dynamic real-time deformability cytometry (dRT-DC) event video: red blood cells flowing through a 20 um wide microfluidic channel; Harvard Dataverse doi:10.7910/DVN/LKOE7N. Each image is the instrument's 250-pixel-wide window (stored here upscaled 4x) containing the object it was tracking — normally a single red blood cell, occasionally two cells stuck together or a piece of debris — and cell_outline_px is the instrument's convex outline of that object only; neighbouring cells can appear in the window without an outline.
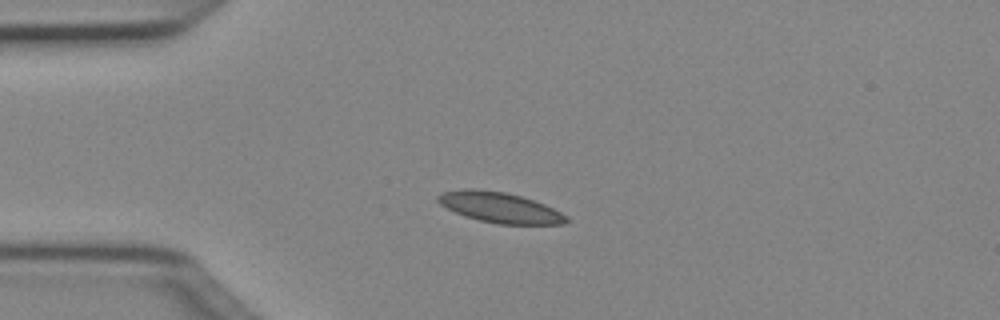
{"species": "Egyptian fruit bat (a non-hibernating species)", "species_latin": "Rousettus aegyptiacus", "temperature_condition": "cold", "stored_images_in_passage": 39, "camera_frame_rate_fps": 3000, "um_per_image_px": 0.085, "animal": {"sex": "female"}, "frame": {"image": 1, "passage_image": 1, "time_ms": 0.0, "image_size_px": [1000, 320], "cell_outline_px": [[568, 220], [564, 224], [496, 224], [464, 216], [440, 204], [436, 200], [436, 196], [444, 192], [464, 188], [476, 188], [504, 192], [520, 196], [544, 204], [568, 216]], "centroid_in_image_um": [42.46, 17.63], "position_along_channel_um": 42.5, "area_um2": 22.66}}
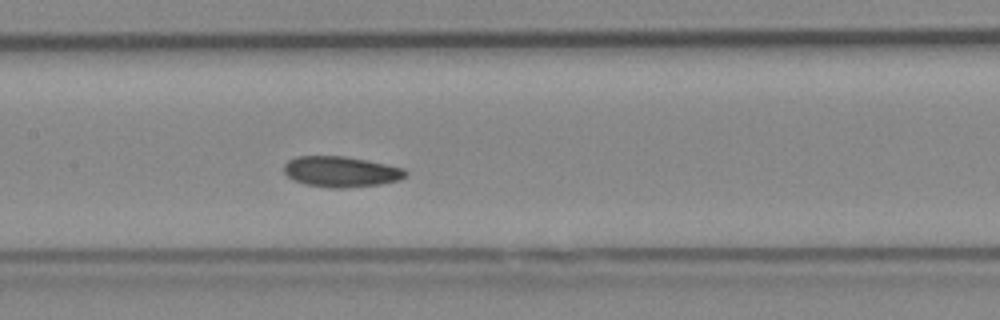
{"frame": {"image": 2, "passage_image": 13, "time_ms": 4.0, "image_size_px": [1000, 320], "cell_outline_px": [[408, 172], [400, 180], [380, 184], [344, 188], [332, 188], [304, 184], [292, 180], [284, 172], [284, 164], [288, 160], [296, 156], [344, 156], [368, 160], [404, 168]], "centroid_in_image_um": [28.97, 14.59], "position_along_channel_um": 178.4, "area_um2": 21.85}}
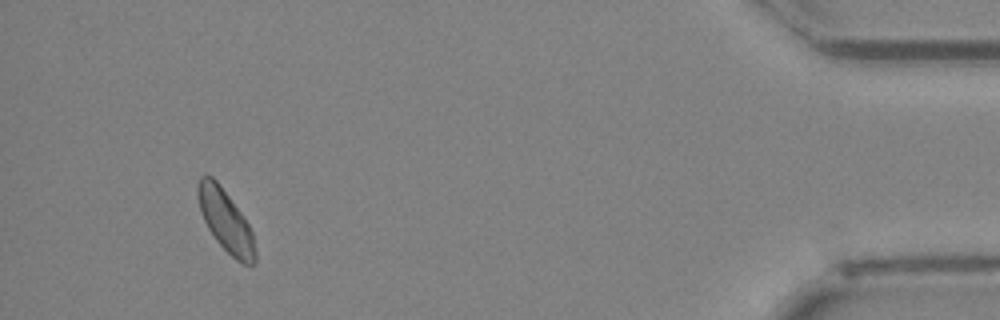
{"frame": {"image": 3, "passage_image": 36, "time_ms": 11.667, "image_size_px": [1000, 320], "cell_outline_px": [[256, 260], [252, 264], [244, 264], [236, 260], [216, 240], [208, 228], [200, 212], [196, 192], [196, 184], [200, 176], [212, 176], [220, 184], [244, 216], [252, 232], [256, 252]], "centroid_in_image_um": [19.16, 18.73], "position_along_channel_um": 416.0, "area_um2": 20.69}, "authors_computed_cell_mechanics": {"area_um2": 21.386, "velocity_mm_per_s": 3.9759, "shape_relaxation_time_tau1_ms": 4.9378, "shape_relaxation_time_tau2_ms": null, "deformation_change_tau1": 0.0767, "deformation_change_tau2": null}}